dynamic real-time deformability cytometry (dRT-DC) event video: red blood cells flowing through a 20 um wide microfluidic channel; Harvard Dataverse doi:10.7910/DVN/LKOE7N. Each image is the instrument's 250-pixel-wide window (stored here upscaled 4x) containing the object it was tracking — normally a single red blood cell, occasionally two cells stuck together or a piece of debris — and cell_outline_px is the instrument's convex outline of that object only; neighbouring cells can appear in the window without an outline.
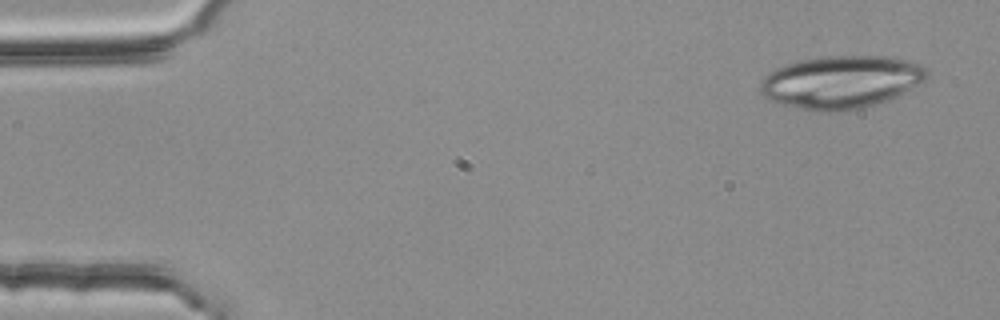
{"species": "common noctule bat (a hibernating species)", "species_latin": "Nyctalus noctula", "temperature_condition": "room temperature", "stored_images_in_passage": 53, "camera_frame_rate_fps": 3000, "um_per_image_px": 0.085, "animal": {"sex": "female", "body_mass_g": 25.1}, "frame": {"image": 1, "passage_image": 3, "time_ms": 0.667, "image_size_px": [1000, 320], "cell_outline_px": [[928, 76], [924, 80], [876, 104], [864, 108], [840, 112], [812, 112], [784, 104], [772, 100], [764, 96], [760, 92], [760, 84], [764, 76], [776, 68], [800, 60], [820, 56], [888, 56], [924, 64], [928, 72]], "centroid_in_image_um": [71.46, 6.97], "position_along_channel_um": 13.5, "area_um2": 51.04}}
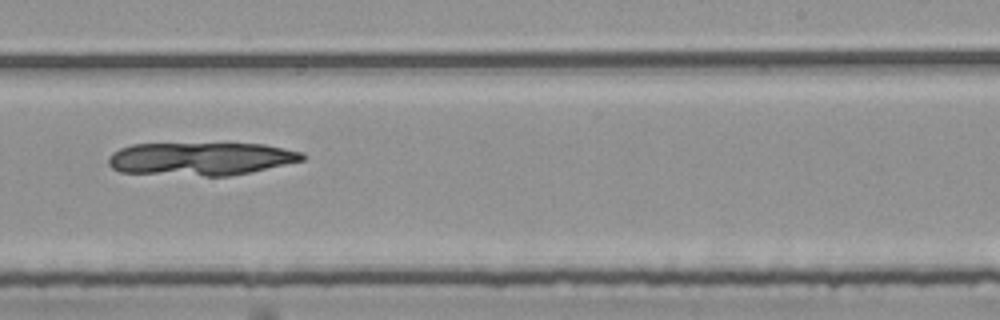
{"frame": {"image": 2, "passage_image": 33, "time_ms": 10.667, "image_size_px": [1000, 320], "cell_outline_px": [[308, 156], [304, 160], [248, 172], [228, 176], [204, 176], [120, 172], [112, 168], [108, 164], [108, 156], [112, 152], [120, 148], [132, 144], [264, 144], [304, 152]], "centroid_in_image_um": [17.05, 13.49], "position_along_channel_um": 271.9, "area_um2": 37.28}}
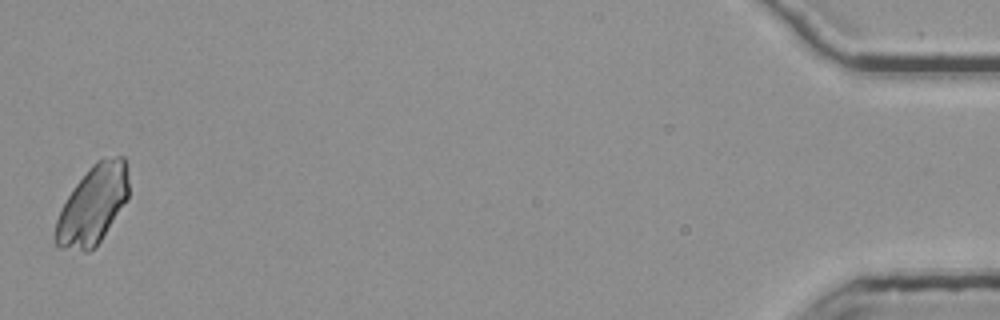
{"frame": {"image": 3, "passage_image": 53, "time_ms": 17.333, "image_size_px": [1000, 320], "cell_outline_px": [[128, 200], [100, 240], [88, 252], [84, 252], [56, 248], [56, 220], [60, 208], [76, 184], [92, 164], [96, 160], [104, 156], [124, 156], [128, 180]], "centroid_in_image_um": [7.89, 17.41], "position_along_channel_um": 427.3, "area_um2": 33.52}}